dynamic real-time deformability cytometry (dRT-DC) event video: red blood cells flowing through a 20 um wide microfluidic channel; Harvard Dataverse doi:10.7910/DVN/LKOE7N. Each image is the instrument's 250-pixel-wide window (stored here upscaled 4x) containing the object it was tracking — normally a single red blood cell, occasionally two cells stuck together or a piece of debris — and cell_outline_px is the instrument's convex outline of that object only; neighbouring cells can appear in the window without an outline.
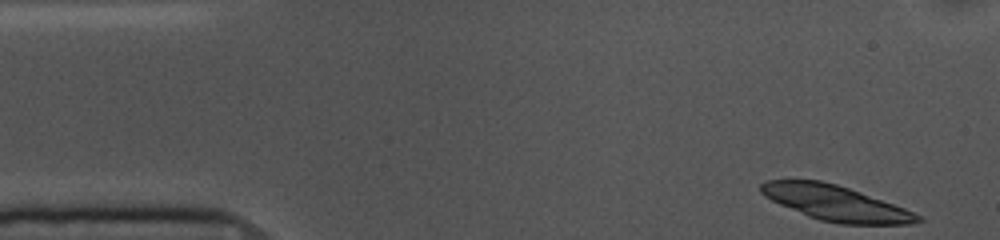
{"species": "common noctule bat (a hibernating species)", "species_latin": "Nyctalus noctula", "temperature_condition": "cold", "stored_images_in_passage": 38, "camera_frame_rate_fps": 3000, "um_per_image_px": 0.085, "animal": {"sex": "female", "body_mass_g": 10.0, "forearm_length_mm": 53.1}, "frame": {"image": 1, "passage_image": 1, "time_ms": 0.0, "image_size_px": [1000, 240], "cell_outline_px": [[924, 220], [908, 224], [840, 224], [820, 220], [808, 216], [780, 204], [764, 196], [760, 192], [760, 184], [768, 180], [820, 180], [836, 184], [860, 192], [904, 208], [920, 216]], "centroid_in_image_um": [71.0, 17.26], "position_along_channel_um": 14.0, "area_um2": 31.73}}
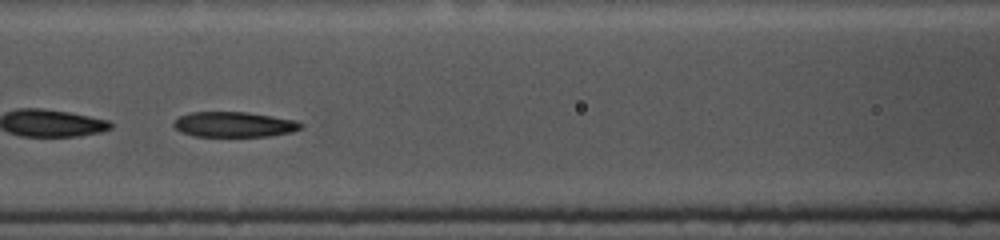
{"frame": {"image": 2, "passage_image": 20, "time_ms": 6.333, "image_size_px": [1000, 240], "cell_outline_px": [[304, 128], [292, 132], [268, 136], [192, 136], [180, 132], [172, 124], [180, 116], [192, 112], [248, 112], [296, 120], [304, 124]], "centroid_in_image_um": [19.94, 10.58], "position_along_channel_um": 146.7, "area_um2": 18.79}}
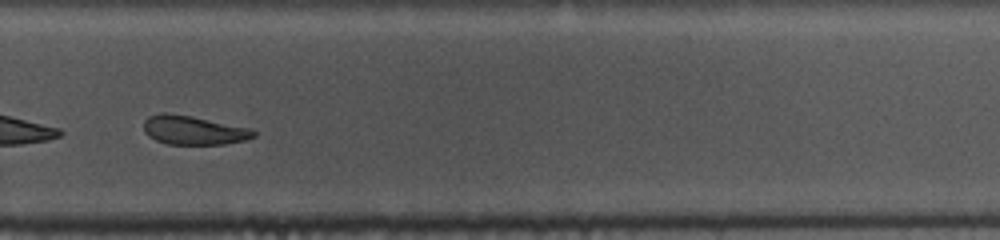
{"frame": {"image": 3, "passage_image": 34, "time_ms": 11.0, "image_size_px": [1000, 240], "cell_outline_px": [[256, 136], [244, 140], [224, 144], [168, 144], [156, 140], [148, 136], [144, 132], [144, 120], [148, 116], [160, 112], [168, 112], [192, 116], [248, 128], [256, 132]], "centroid_in_image_um": [16.39, 11.05], "position_along_channel_um": 313.4, "area_um2": 18.5}, "authors_computed_cell_mechanics": {"area_um2": 19.7387, "velocity_mm_per_s": 3.5809, "shape_relaxation_time_tau1_ms": 5.2209, "shape_relaxation_time_tau2_ms": 5.4932, "deformation_change_tau1": 0.135, "deformation_change_tau2": 0.1194}}